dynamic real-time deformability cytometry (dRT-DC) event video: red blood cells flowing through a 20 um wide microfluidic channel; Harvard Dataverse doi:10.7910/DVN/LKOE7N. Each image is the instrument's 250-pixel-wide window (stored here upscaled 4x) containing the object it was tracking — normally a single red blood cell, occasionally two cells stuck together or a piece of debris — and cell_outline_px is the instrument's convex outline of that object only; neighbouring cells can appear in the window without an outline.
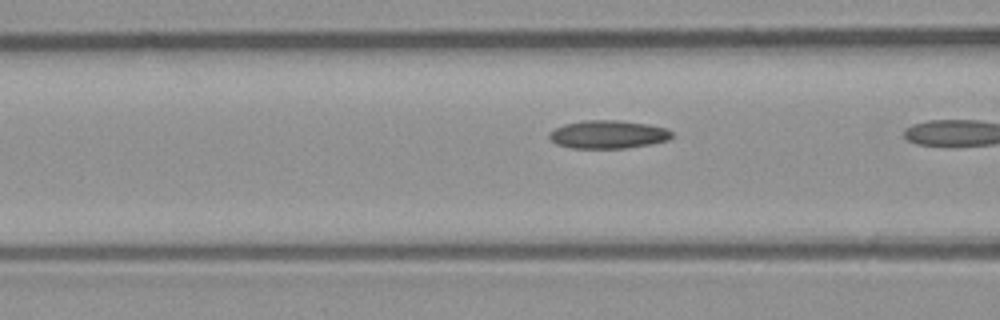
{"species": "common noctule bat (a hibernating species)", "species_latin": "Nyctalus noctula", "temperature_condition": "room temperature", "stored_images_in_passage": 10, "camera_frame_rate_fps": 3000, "um_per_image_px": 0.085, "animal": {"sex": "male", "body_mass_g": 23.1, "forearm_length_mm": 52.7}, "frame": {"image": 1, "passage_image": 9, "time_ms": 2.667, "image_size_px": [1000, 320], "cell_outline_px": [[672, 136], [668, 140], [652, 144], [624, 148], [572, 148], [556, 144], [548, 136], [548, 132], [564, 124], [584, 120], [620, 120], [648, 124], [664, 128], [672, 132]], "centroid_in_image_um": [51.67, 11.42], "position_along_channel_um": 114.9, "area_um2": 20.11}}